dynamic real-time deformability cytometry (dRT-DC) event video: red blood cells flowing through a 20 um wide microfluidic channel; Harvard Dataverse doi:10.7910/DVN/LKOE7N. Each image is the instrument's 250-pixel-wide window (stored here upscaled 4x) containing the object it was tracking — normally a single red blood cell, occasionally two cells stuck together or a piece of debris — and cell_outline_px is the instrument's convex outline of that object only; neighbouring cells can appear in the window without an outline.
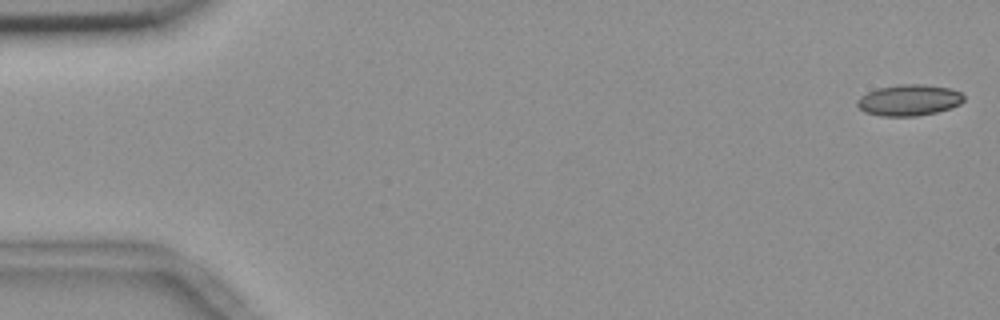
{"species": "common noctule bat (a hibernating species)", "species_latin": "Nyctalus noctula", "temperature_condition": "room temperature", "stored_images_in_passage": 55, "camera_frame_rate_fps": 3000, "um_per_image_px": 0.085, "animal": {"sex": "female", "body_mass_g": 18.4}, "frame": {"image": 1, "passage_image": 1, "time_ms": 0.0, "image_size_px": [1000, 320], "cell_outline_px": [[964, 100], [960, 104], [936, 112], [916, 116], [880, 116], [864, 112], [856, 104], [856, 100], [860, 96], [876, 88], [900, 84], [924, 84], [952, 88], [960, 92], [964, 96]], "centroid_in_image_um": [77.25, 8.5], "position_along_channel_um": 7.8, "area_um2": 19.48}}
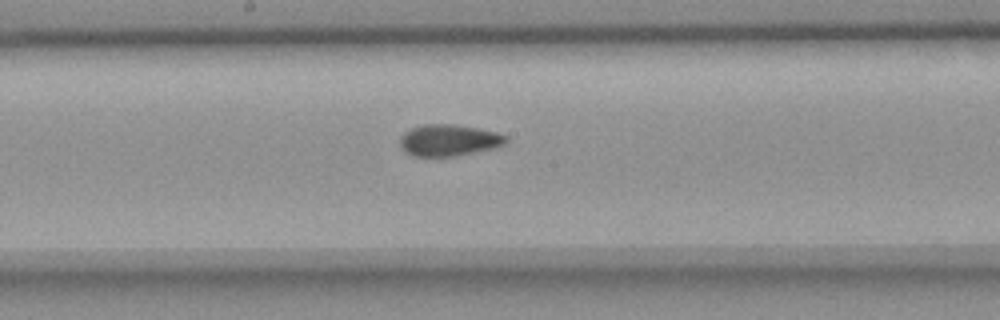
{"frame": {"image": 2, "passage_image": 29, "time_ms": 9.333, "image_size_px": [1000, 320], "cell_outline_px": [[508, 140], [504, 144], [492, 148], [456, 156], [412, 156], [404, 152], [400, 148], [400, 136], [404, 132], [412, 128], [424, 124], [452, 124], [476, 128], [496, 132], [504, 136]], "centroid_in_image_um": [38.08, 11.92], "position_along_channel_um": 210.1, "area_um2": 19.36}}
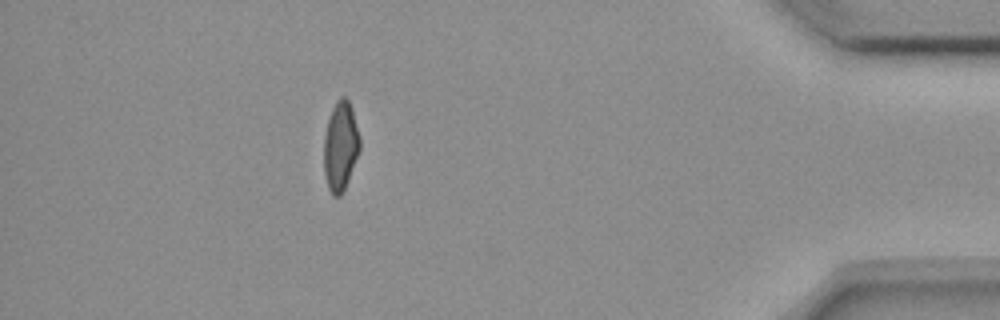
{"frame": {"image": 3, "passage_image": 49, "time_ms": 16.0, "image_size_px": [1000, 320], "cell_outline_px": [[360, 148], [344, 188], [340, 196], [332, 196], [328, 188], [324, 176], [324, 136], [328, 120], [332, 108], [336, 100], [340, 96], [344, 96], [348, 100], [352, 108], [360, 140]], "centroid_in_image_um": [28.92, 12.4], "position_along_channel_um": 406.3, "area_um2": 18.5}, "authors_computed_cell_mechanics": {"area_um2": 19.2474, "velocity_mm_per_s": 3.6906, "shape_relaxation_time_tau1_ms": null, "shape_relaxation_time_tau2_ms": 2.2171, "deformation_change_tau1": null, "deformation_change_tau2": 0.0723}}